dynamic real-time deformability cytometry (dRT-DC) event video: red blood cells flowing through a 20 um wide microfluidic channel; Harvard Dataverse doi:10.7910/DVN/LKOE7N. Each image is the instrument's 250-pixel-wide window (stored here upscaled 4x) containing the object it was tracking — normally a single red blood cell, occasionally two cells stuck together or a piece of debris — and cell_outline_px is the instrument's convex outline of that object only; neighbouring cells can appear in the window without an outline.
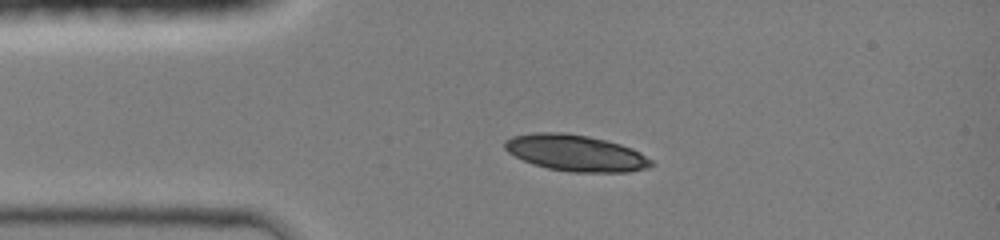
{"species": "common noctule bat (a hibernating species)", "species_latin": "Nyctalus noctula", "temperature_condition": "room temperature", "stored_images_in_passage": 42, "camera_frame_rate_fps": 3000, "um_per_image_px": 0.085, "animal": {"sex": "female", "body_mass_g": 19.0, "forearm_length_mm": 51.5}, "frame": {"image": 1, "passage_image": 9, "time_ms": 2.667, "image_size_px": [1000, 240], "cell_outline_px": [[656, 164], [648, 168], [628, 172], [572, 172], [548, 168], [532, 164], [508, 152], [504, 148], [504, 140], [512, 136], [532, 132], [564, 132], [588, 136], [620, 144], [632, 148], [640, 152], [652, 160]], "centroid_in_image_um": [48.94, 13.0], "position_along_channel_um": 36.1, "area_um2": 31.15}}